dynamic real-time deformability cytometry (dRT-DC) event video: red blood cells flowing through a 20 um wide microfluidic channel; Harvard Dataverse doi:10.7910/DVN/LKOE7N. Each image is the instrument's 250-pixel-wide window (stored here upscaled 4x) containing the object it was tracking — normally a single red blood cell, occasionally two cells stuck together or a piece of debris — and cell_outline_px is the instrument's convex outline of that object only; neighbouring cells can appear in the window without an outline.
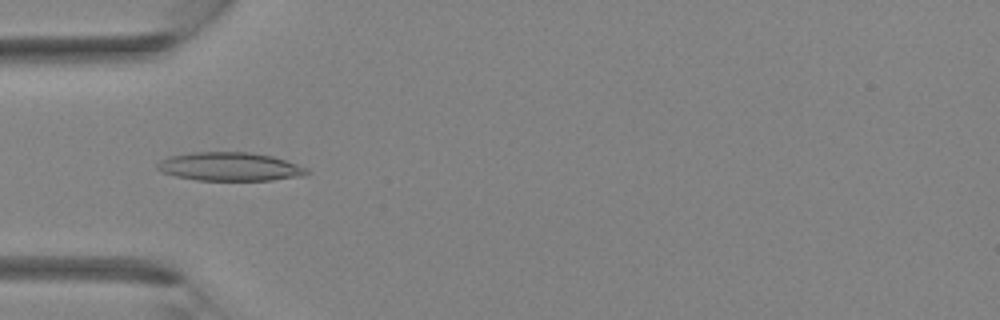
{"species": "Egyptian fruit bat (a non-hibernating species)", "species_latin": "Rousettus aegyptiacus", "temperature_condition": "room temperature", "stored_images_in_passage": 36, "camera_frame_rate_fps": 3000, "um_per_image_px": 0.085, "animal": {"sex": "female"}, "frame": {"image": 1, "passage_image": 12, "time_ms": 3.667, "image_size_px": [1000, 320], "cell_outline_px": [[312, 172], [304, 176], [272, 180], [196, 180], [176, 176], [160, 172], [156, 168], [156, 164], [160, 160], [168, 156], [192, 152], [252, 152], [272, 156], [308, 168]], "centroid_in_image_um": [19.53, 14.16], "position_along_channel_um": 65.5, "area_um2": 25.09}}
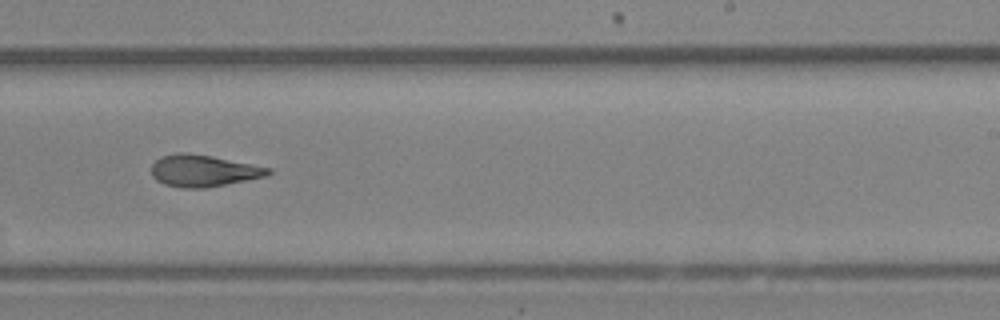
{"frame": {"image": 2, "passage_image": 23, "time_ms": 7.333, "image_size_px": [1000, 320], "cell_outline_px": [[272, 172], [268, 176], [248, 180], [204, 188], [184, 188], [164, 184], [156, 180], [152, 176], [152, 164], [160, 156], [180, 152], [188, 152], [212, 156], [272, 168]], "centroid_in_image_um": [17.3, 14.51], "position_along_channel_um": 271.7, "area_um2": 21.73}}
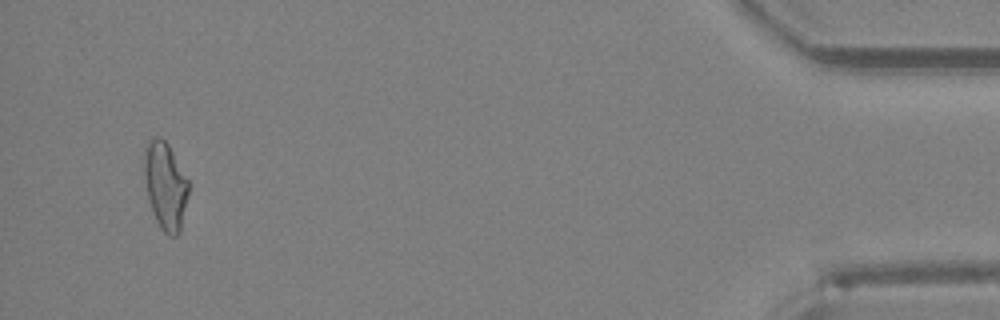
{"frame": {"image": 3, "passage_image": 35, "time_ms": 11.333, "image_size_px": [1000, 320], "cell_outline_px": [[188, 196], [180, 232], [176, 236], [168, 236], [160, 228], [156, 220], [148, 196], [144, 172], [144, 148], [148, 140], [156, 136], [160, 136], [168, 144], [188, 180]], "centroid_in_image_um": [14.05, 15.77], "position_along_channel_um": 421.1, "area_um2": 22.43}}